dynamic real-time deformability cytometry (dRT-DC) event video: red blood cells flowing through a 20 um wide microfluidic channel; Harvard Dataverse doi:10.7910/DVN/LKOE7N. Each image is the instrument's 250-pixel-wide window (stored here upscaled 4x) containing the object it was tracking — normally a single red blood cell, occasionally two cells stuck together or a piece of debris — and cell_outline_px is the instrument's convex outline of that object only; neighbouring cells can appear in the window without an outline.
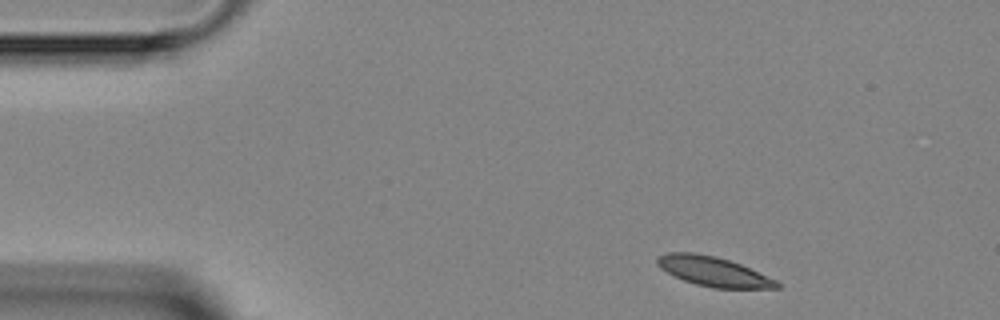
{"species": "Egyptian fruit bat (a non-hibernating species)", "species_latin": "Rousettus aegyptiacus", "temperature_condition": "room temperature", "stored_images_in_passage": 3, "camera_frame_rate_fps": 3000, "um_per_image_px": 0.085, "animal": {"sex": "female"}, "frame": {"image": 1, "passage_image": 1, "time_ms": 0.0, "image_size_px": [1000, 320], "cell_outline_px": [[780, 288], [712, 288], [696, 284], [684, 280], [660, 268], [656, 264], [656, 256], [668, 252], [692, 252], [716, 256], [740, 264], [776, 280], [780, 284]], "centroid_in_image_um": [60.6, 23.06], "position_along_channel_um": 24.4, "area_um2": 20.46}}
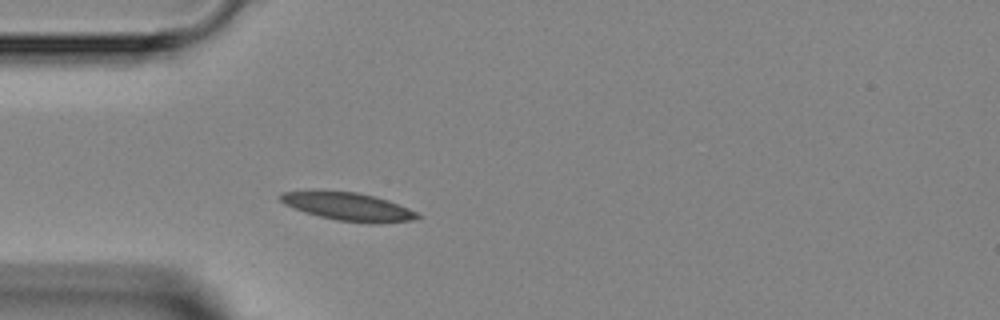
{"frame": {"image": 2, "passage_image": 3, "time_ms": 2.333, "image_size_px": [1000, 320], "cell_outline_px": [[420, 216], [416, 220], [376, 224], [368, 224], [336, 220], [304, 212], [284, 204], [276, 196], [284, 192], [308, 188], [316, 188], [356, 192], [376, 196], [388, 200], [408, 208], [416, 212]], "centroid_in_image_um": [29.52, 17.52], "position_along_channel_um": 55.5, "area_um2": 23.35}}